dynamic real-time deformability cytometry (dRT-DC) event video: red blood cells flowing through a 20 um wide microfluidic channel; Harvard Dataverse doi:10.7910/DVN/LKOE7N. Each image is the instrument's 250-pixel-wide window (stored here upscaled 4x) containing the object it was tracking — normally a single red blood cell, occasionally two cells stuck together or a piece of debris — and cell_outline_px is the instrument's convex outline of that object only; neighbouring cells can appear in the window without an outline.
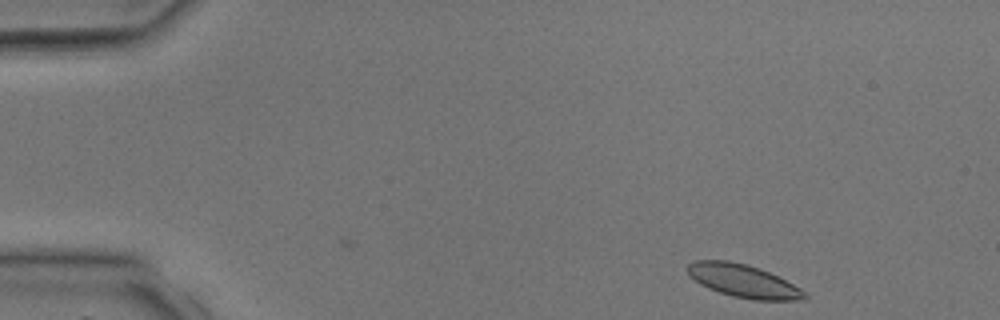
{"species": "common noctule bat (a hibernating species)", "species_latin": "Nyctalus noctula", "temperature_condition": "room temperature", "stored_images_in_passage": 3, "camera_frame_rate_fps": 3000, "um_per_image_px": 0.085, "animal": {"sex": "male", "body_mass_g": 17.9, "forearm_length_mm": 54.2}, "frame": {"image": 1, "passage_image": 1, "time_ms": 0.0, "image_size_px": [1000, 320], "cell_outline_px": [[808, 296], [804, 300], [756, 300], [732, 296], [708, 288], [700, 284], [688, 276], [688, 264], [692, 260], [728, 260], [748, 264], [760, 268], [800, 288]], "centroid_in_image_um": [63.14, 23.87], "position_along_channel_um": 21.9, "area_um2": 22.43}}
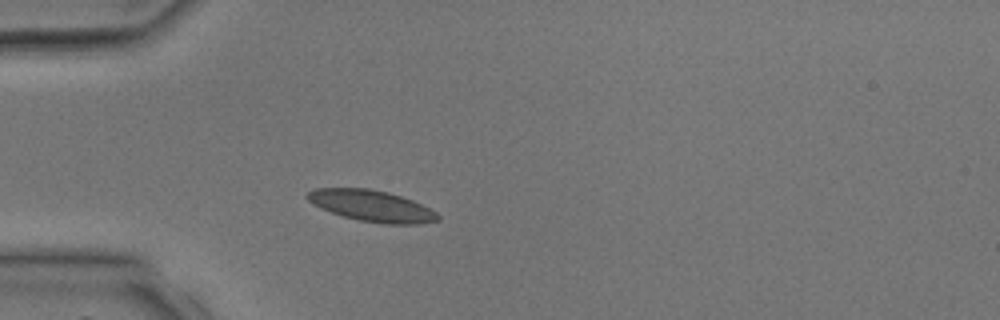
{"frame": {"image": 2, "passage_image": 3, "time_ms": 2.333, "image_size_px": [1000, 320], "cell_outline_px": [[440, 220], [416, 224], [384, 224], [360, 220], [344, 216], [320, 208], [312, 204], [304, 196], [308, 192], [316, 188], [368, 188], [388, 192], [412, 200], [436, 212], [440, 216]], "centroid_in_image_um": [31.57, 17.49], "position_along_channel_um": 53.4, "area_um2": 23.64}}